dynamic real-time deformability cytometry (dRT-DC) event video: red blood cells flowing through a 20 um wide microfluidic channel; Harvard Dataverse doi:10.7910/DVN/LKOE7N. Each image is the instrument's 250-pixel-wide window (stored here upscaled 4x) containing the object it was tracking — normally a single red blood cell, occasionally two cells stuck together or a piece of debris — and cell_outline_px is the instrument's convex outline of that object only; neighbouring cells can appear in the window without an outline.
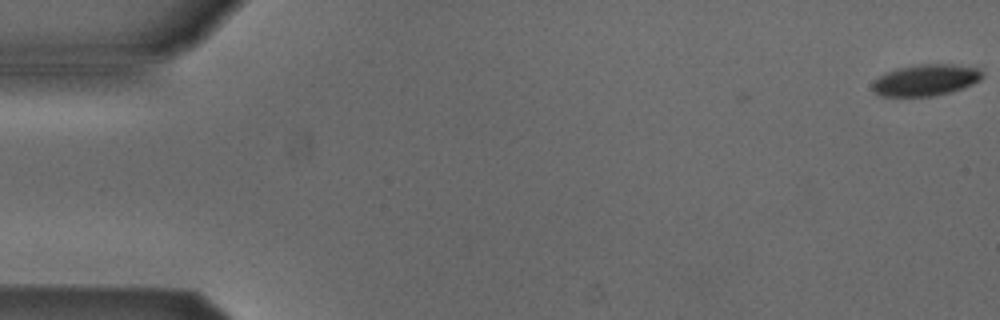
{"species": "Egyptian fruit bat (a non-hibernating species)", "species_latin": "Rousettus aegyptiacus", "temperature_condition": "cold", "stored_images_in_passage": 48, "camera_frame_rate_fps": 3000, "um_per_image_px": 0.085, "animal": {"sex": "male"}, "frame": {"image": 1, "passage_image": 1, "time_ms": 0.0, "image_size_px": [1000, 320], "cell_outline_px": [[984, 76], [980, 80], [964, 88], [952, 92], [932, 96], [880, 96], [872, 92], [872, 84], [884, 72], [896, 68], [920, 64], [952, 64], [976, 68]], "centroid_in_image_um": [78.66, 6.81], "position_along_channel_um": 6.3, "area_um2": 20.17}}
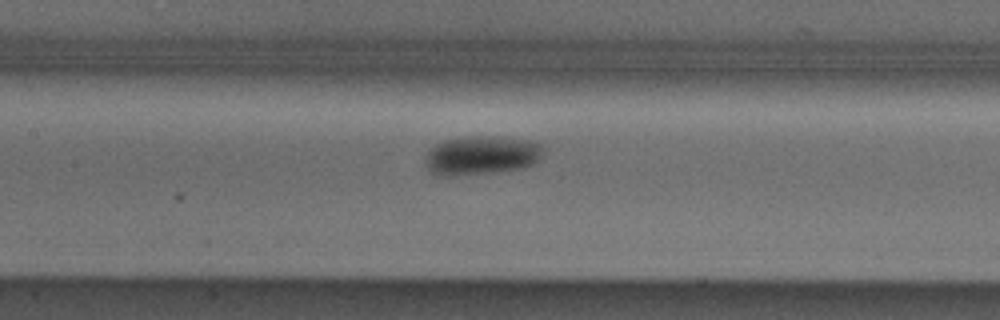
{"frame": {"image": 2, "passage_image": 25, "time_ms": 8.0, "image_size_px": [1000, 320], "cell_outline_px": [[544, 148], [540, 156], [532, 164], [520, 168], [448, 176], [432, 172], [428, 168], [424, 160], [428, 152], [436, 144], [444, 140], [468, 136], [500, 136], [528, 140], [540, 144]], "centroid_in_image_um": [40.91, 13.17], "position_along_channel_um": 166.5, "area_um2": 26.18}}
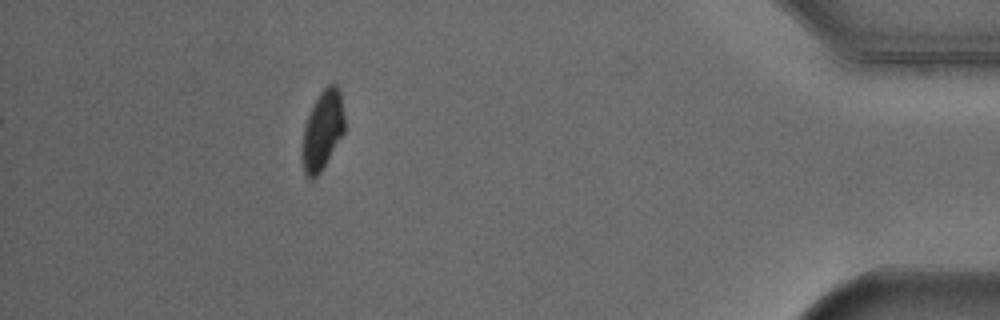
{"frame": {"image": 3, "passage_image": 48, "time_ms": 15.667, "image_size_px": [1000, 320], "cell_outline_px": [[344, 132], [320, 172], [312, 180], [308, 180], [304, 176], [300, 156], [304, 128], [308, 116], [320, 92], [328, 84], [336, 84], [340, 88], [344, 116]], "centroid_in_image_um": [27.39, 11.12], "position_along_channel_um": 407.8, "area_um2": 19.65}, "authors_computed_cell_mechanics": {"area_um2": 23.2067, "velocity_mm_per_s": 3.883, "shape_relaxation_time_tau1_ms": 4.867, "shape_relaxation_time_tau2_ms": null, "deformation_change_tau1": 0.106, "deformation_change_tau2": null}}